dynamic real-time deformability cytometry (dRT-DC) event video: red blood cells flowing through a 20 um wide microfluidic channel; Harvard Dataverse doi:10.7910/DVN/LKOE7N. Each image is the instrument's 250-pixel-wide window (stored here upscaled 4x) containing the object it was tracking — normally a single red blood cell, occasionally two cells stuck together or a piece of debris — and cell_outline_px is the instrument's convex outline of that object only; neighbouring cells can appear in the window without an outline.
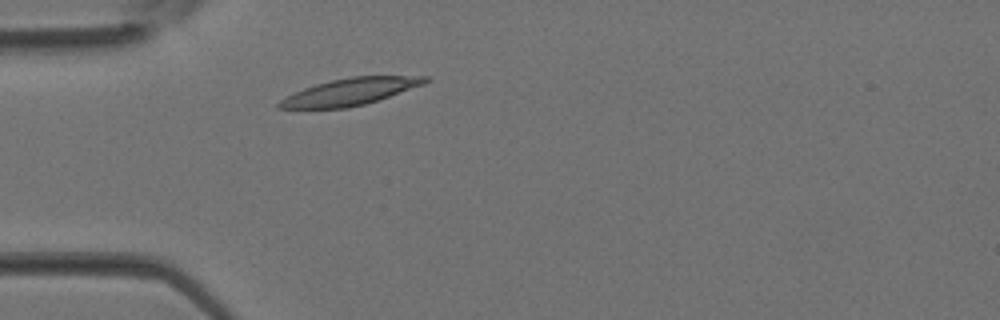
{"species": "Egyptian fruit bat (a non-hibernating species)", "species_latin": "Rousettus aegyptiacus", "temperature_condition": "room temperature", "stored_images_in_passage": 2, "camera_frame_rate_fps": 3000, "um_per_image_px": 0.085, "animal": {"sex": "female"}, "frame": {"image": 1, "passage_image": 2, "time_ms": 0.333, "image_size_px": [1000, 320], "cell_outline_px": [[432, 80], [424, 84], [364, 104], [344, 108], [276, 108], [276, 104], [280, 100], [304, 88], [316, 84], [332, 80], [352, 76], [428, 76]], "centroid_in_image_um": [29.77, 7.78], "position_along_channel_um": 55.2, "area_um2": 22.43}}